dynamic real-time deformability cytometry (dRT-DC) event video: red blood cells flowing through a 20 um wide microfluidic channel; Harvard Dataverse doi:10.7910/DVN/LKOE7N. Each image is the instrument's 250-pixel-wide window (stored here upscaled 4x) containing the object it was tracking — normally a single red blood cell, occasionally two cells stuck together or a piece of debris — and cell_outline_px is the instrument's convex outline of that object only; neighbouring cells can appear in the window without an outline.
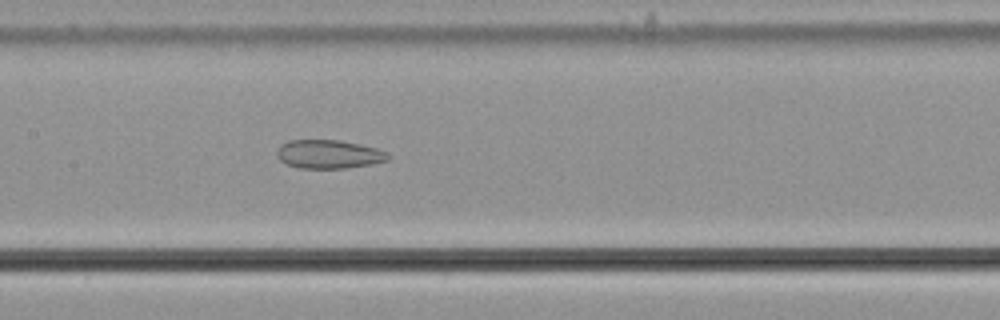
{"species": "common noctule bat (a hibernating species)", "species_latin": "Nyctalus noctula", "temperature_condition": "cold", "stored_images_in_passage": 57, "camera_frame_rate_fps": 3000, "um_per_image_px": 0.085, "animal": {"sex": "male", "body_mass_g": 21.5, "forearm_length_mm": 52.0}, "frame": {"image": 1, "passage_image": 28, "time_ms": 9.0, "image_size_px": [1000, 320], "cell_outline_px": [[388, 160], [372, 164], [348, 168], [300, 168], [288, 164], [280, 160], [276, 156], [276, 152], [280, 144], [288, 140], [340, 140], [376, 148], [388, 152]], "centroid_in_image_um": [27.93, 13.1], "position_along_channel_um": 179.5, "area_um2": 18.55}}
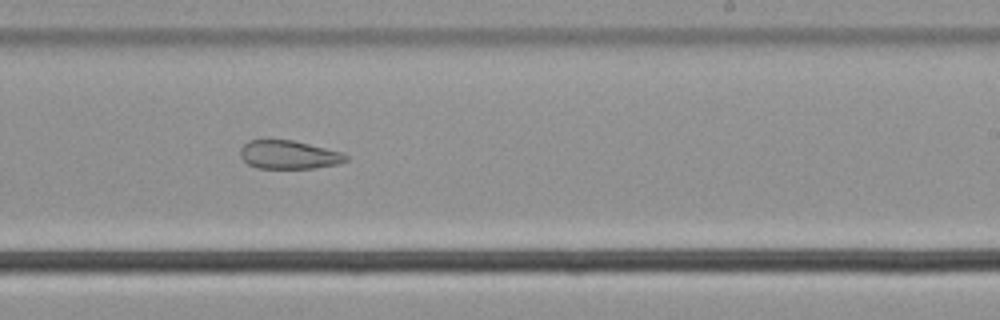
{"frame": {"image": 2, "passage_image": 35, "time_ms": 11.333, "image_size_px": [1000, 320], "cell_outline_px": [[348, 160], [336, 164], [316, 168], [256, 168], [248, 164], [240, 156], [240, 148], [248, 140], [292, 140], [344, 152], [348, 156]], "centroid_in_image_um": [24.55, 13.15], "position_along_channel_um": 264.4, "area_um2": 17.57}}
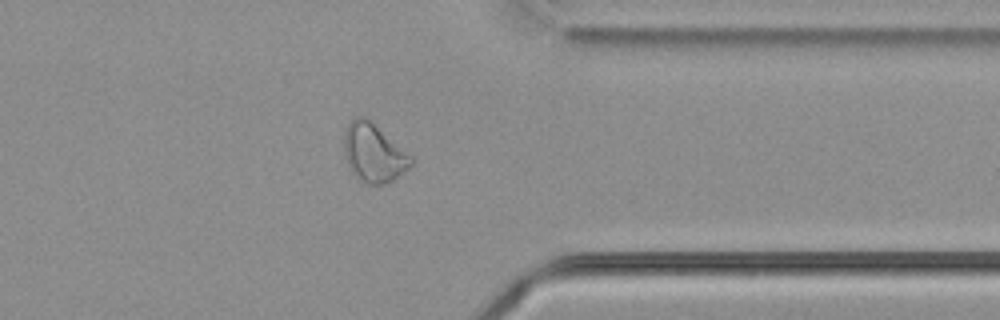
{"frame": {"image": 3, "passage_image": 45, "time_ms": 14.667, "image_size_px": [1000, 320], "cell_outline_px": [[416, 160], [404, 172], [392, 180], [380, 184], [368, 184], [360, 180], [348, 168], [344, 156], [344, 132], [348, 124], [356, 116], [364, 116], [412, 156]], "centroid_in_image_um": [31.74, 13.01], "position_along_channel_um": 379.7, "area_um2": 22.6}, "authors_computed_cell_mechanics": {"area_um2": 24.9118, "velocity_mm_per_s": 3.6596, "shape_relaxation_time_tau1_ms": null, "shape_relaxation_time_tau2_ms": 5.5184, "deformation_change_tau1": null, "deformation_change_tau2": 0.1393}}